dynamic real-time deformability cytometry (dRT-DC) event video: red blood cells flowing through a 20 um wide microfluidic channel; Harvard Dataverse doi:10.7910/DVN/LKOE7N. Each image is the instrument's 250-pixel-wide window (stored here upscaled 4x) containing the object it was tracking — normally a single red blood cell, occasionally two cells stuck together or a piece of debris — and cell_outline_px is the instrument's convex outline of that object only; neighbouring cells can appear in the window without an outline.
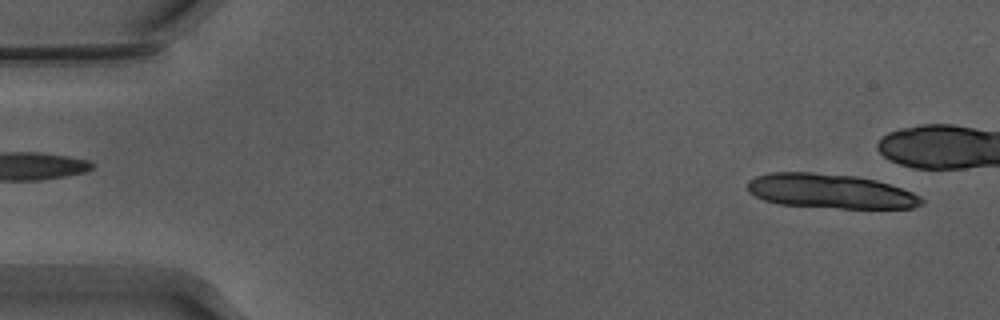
{"species": "Egyptian fruit bat (a non-hibernating species)", "species_latin": "Rousettus aegyptiacus", "temperature_condition": "warm", "stored_images_in_passage": 9, "camera_frame_rate_fps": 3000, "um_per_image_px": 0.085, "animal": {"sex": "male"}, "frame": {"image": 1, "passage_image": 2, "time_ms": 0.333, "image_size_px": [1000, 320], "cell_outline_px": [[924, 204], [912, 208], [840, 208], [780, 204], [764, 200], [748, 192], [748, 180], [756, 176], [772, 172], [812, 172], [856, 176], [876, 180], [912, 192], [920, 196], [924, 200]], "centroid_in_image_um": [70.58, 16.25], "position_along_channel_um": 14.4, "area_um2": 34.91}}